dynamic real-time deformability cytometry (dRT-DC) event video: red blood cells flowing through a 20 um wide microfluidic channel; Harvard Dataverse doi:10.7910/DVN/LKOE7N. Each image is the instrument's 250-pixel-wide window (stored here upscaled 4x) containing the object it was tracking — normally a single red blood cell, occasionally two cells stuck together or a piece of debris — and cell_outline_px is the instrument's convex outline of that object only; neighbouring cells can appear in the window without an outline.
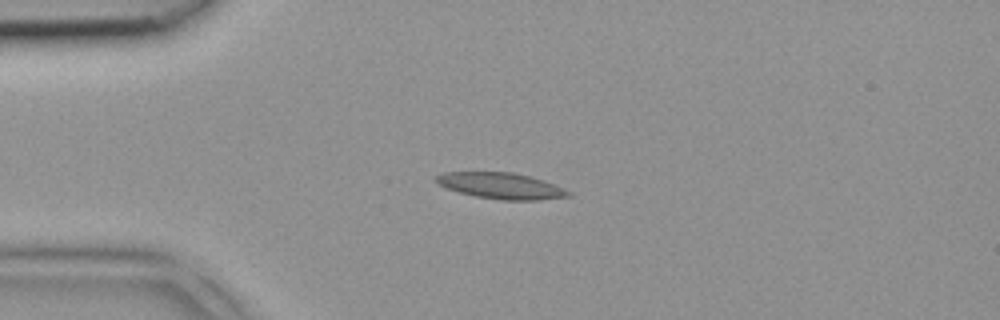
{"species": "common noctule bat (a hibernating species)", "species_latin": "Nyctalus noctula", "temperature_condition": "room temperature", "stored_images_in_passage": 3, "camera_frame_rate_fps": 3000, "um_per_image_px": 0.085, "animal": {"sex": "female", "body_mass_g": 18.4}, "frame": {"image": 1, "passage_image": 3, "time_ms": 0.667, "image_size_px": [1000, 320], "cell_outline_px": [[572, 196], [540, 200], [500, 200], [476, 196], [460, 192], [448, 188], [440, 184], [436, 180], [436, 176], [444, 172], [512, 172], [532, 176], [544, 180], [564, 188], [572, 192]], "centroid_in_image_um": [42.67, 15.79], "position_along_channel_um": 42.3, "area_um2": 20.11}}